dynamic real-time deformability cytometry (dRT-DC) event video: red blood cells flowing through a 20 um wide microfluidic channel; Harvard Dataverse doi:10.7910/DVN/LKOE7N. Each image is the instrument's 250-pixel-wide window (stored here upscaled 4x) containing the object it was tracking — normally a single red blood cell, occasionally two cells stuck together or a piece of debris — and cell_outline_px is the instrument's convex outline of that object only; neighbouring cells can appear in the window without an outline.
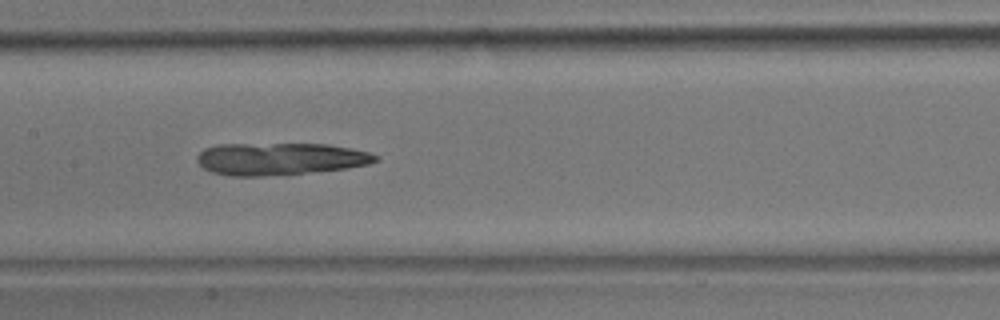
{"species": "common noctule bat (a hibernating species)", "species_latin": "Nyctalus noctula", "temperature_condition": "room temperature", "stored_images_in_passage": 46, "camera_frame_rate_fps": 3000, "um_per_image_px": 0.085, "animal": {"sex": "male", "body_mass_g": 17.9}, "frame": {"image": 1, "passage_image": 19, "time_ms": 6.0, "image_size_px": [1000, 320], "cell_outline_px": [[380, 160], [368, 164], [348, 168], [264, 176], [228, 176], [212, 172], [204, 168], [196, 160], [196, 156], [204, 148], [220, 144], [328, 144], [352, 148], [368, 152], [380, 156]], "centroid_in_image_um": [23.81, 13.5], "position_along_channel_um": 183.6, "area_um2": 33.58}}
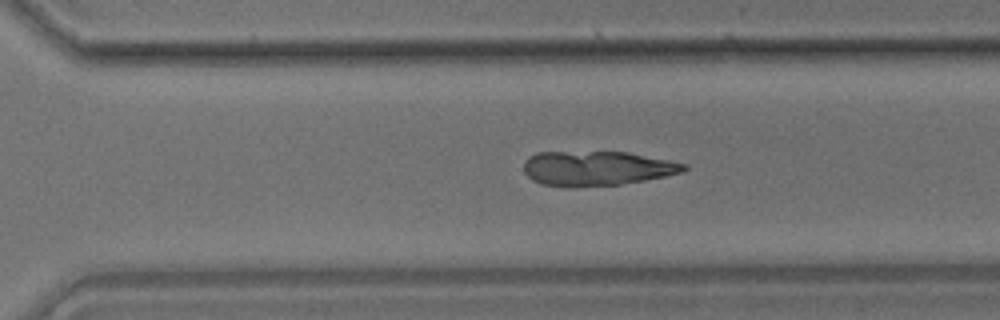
{"frame": {"image": 2, "passage_image": 30, "time_ms": 9.667, "image_size_px": [1000, 320], "cell_outline_px": [[688, 168], [684, 172], [644, 180], [620, 184], [572, 188], [540, 184], [532, 180], [524, 172], [524, 160], [528, 156], [536, 152], [628, 152], [688, 164]], "centroid_in_image_um": [50.7, 14.31], "position_along_channel_um": 319.9, "area_um2": 32.54}}
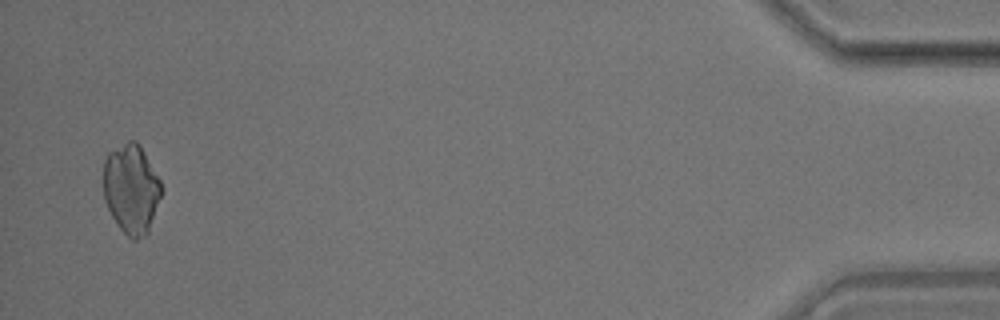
{"frame": {"image": 3, "passage_image": 45, "time_ms": 14.667, "image_size_px": [1000, 320], "cell_outline_px": [[164, 188], [148, 232], [144, 236], [136, 240], [132, 240], [120, 228], [112, 216], [104, 200], [104, 160], [108, 152], [128, 140], [136, 140], [140, 144], [160, 180]], "centroid_in_image_um": [11.17, 16.04], "position_along_channel_um": 424.0, "area_um2": 30.35}}